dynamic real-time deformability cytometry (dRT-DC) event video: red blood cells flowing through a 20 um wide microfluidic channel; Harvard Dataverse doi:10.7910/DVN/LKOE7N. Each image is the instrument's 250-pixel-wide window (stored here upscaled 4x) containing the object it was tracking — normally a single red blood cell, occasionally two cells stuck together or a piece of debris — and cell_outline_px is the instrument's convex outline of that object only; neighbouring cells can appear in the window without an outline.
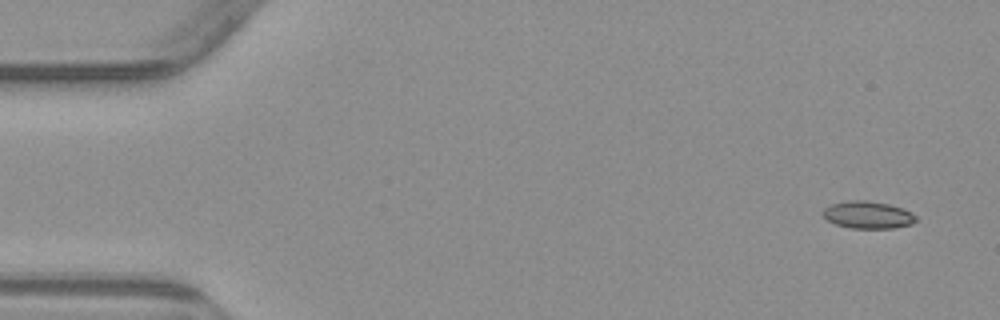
{"species": "common noctule bat (a hibernating species)", "species_latin": "Nyctalus noctula", "temperature_condition": "warm", "stored_images_in_passage": 4, "camera_frame_rate_fps": 3000, "um_per_image_px": 0.085, "animal": {"sex": "male", "body_mass_g": 23.1, "forearm_length_mm": 52.7}, "frame": {"image": 1, "passage_image": 1, "time_ms": 0.0, "image_size_px": [1000, 320], "cell_outline_px": [[916, 220], [912, 224], [892, 228], [852, 228], [836, 224], [828, 220], [820, 212], [824, 208], [832, 204], [848, 200], [868, 200], [888, 204], [904, 208], [912, 212], [916, 216]], "centroid_in_image_um": [73.78, 18.25], "position_along_channel_um": 11.2, "area_um2": 14.85}}